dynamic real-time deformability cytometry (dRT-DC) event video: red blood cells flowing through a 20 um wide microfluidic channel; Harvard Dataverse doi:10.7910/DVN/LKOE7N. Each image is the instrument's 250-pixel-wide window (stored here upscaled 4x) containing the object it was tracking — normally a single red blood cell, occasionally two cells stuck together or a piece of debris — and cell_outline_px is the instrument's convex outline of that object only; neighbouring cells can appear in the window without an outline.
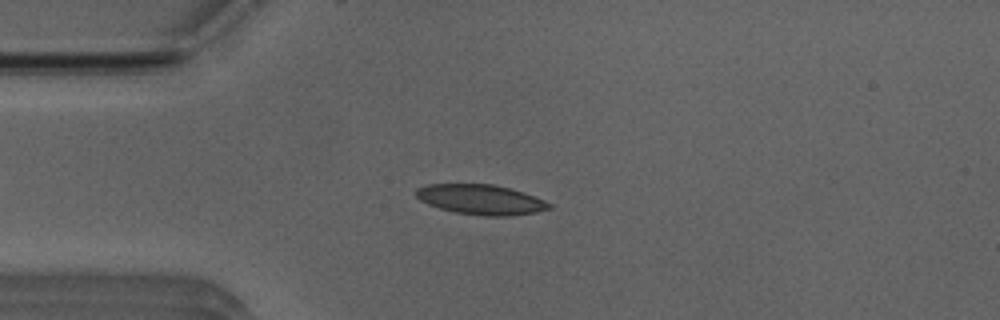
{"species": "Egyptian fruit bat (a non-hibernating species)", "species_latin": "Rousettus aegyptiacus", "temperature_condition": "room temperature", "stored_images_in_passage": 48, "camera_frame_rate_fps": 3000, "um_per_image_px": 0.085, "animal": {"sex": "male"}, "frame": {"image": 1, "passage_image": 9, "time_ms": 2.667, "image_size_px": [1000, 320], "cell_outline_px": [[552, 208], [536, 212], [508, 216], [484, 216], [456, 212], [440, 208], [428, 204], [420, 200], [416, 196], [416, 188], [428, 184], [492, 184], [524, 192], [544, 200], [552, 204]], "centroid_in_image_um": [40.88, 16.96], "position_along_channel_um": 44.1, "area_um2": 23.18}}
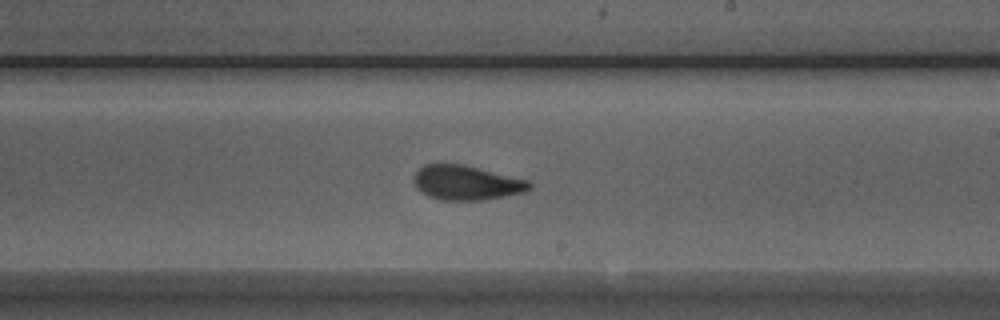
{"frame": {"image": 2, "passage_image": 26, "time_ms": 8.333, "image_size_px": [1000, 320], "cell_outline_px": [[532, 188], [524, 192], [484, 200], [440, 200], [428, 196], [420, 192], [416, 188], [412, 180], [412, 176], [424, 164], [464, 164], [528, 180], [532, 184]], "centroid_in_image_um": [39.61, 15.53], "position_along_channel_um": 249.4, "area_um2": 23.47}}
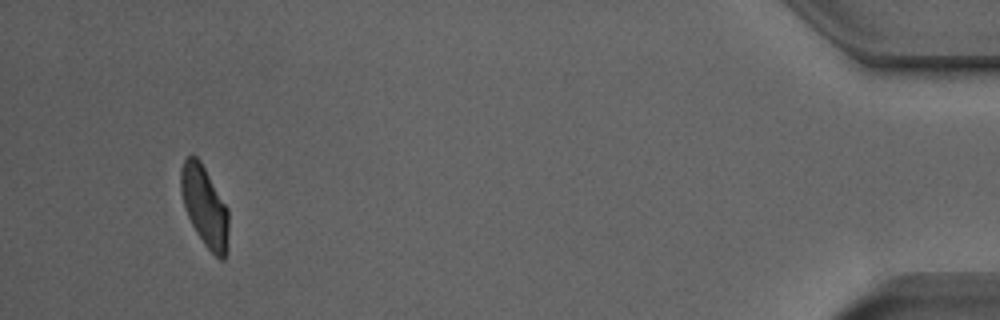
{"frame": {"image": 3, "passage_image": 45, "time_ms": 14.667, "image_size_px": [1000, 320], "cell_outline_px": [[228, 252], [224, 260], [220, 260], [204, 244], [196, 232], [188, 216], [184, 204], [180, 188], [180, 172], [184, 160], [192, 152], [200, 160], [228, 208]], "centroid_in_image_um": [17.41, 17.54], "position_along_channel_um": 417.8, "area_um2": 22.43}, "authors_computed_cell_mechanics": {"area_um2": 23.1778, "velocity_mm_per_s": 3.9189, "shape_relaxation_time_tau1_ms": 2.9363, "shape_relaxation_time_tau2_ms": 1.0846, "deformation_change_tau1": 0.1317, "deformation_change_tau2": 0.0678}}